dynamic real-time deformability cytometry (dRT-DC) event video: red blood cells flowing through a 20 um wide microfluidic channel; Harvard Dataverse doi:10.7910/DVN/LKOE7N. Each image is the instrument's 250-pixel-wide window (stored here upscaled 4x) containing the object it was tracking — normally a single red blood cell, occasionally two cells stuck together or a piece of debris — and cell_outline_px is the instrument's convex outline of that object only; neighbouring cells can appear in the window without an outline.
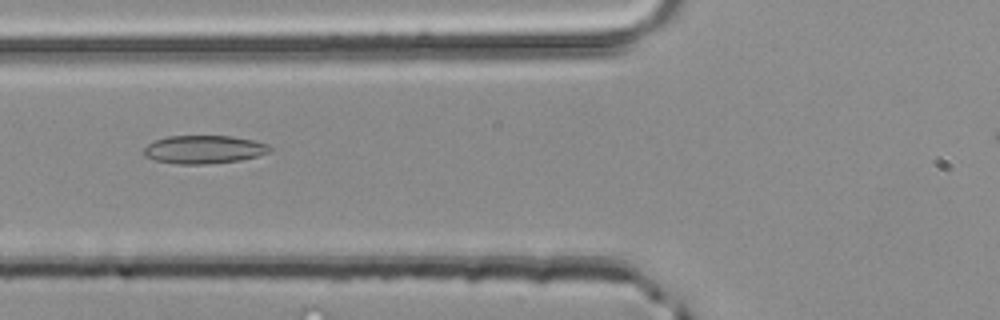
{"species": "common noctule bat (a hibernating species)", "species_latin": "Nyctalus noctula", "temperature_condition": "room temperature", "stored_images_in_passage": 39, "camera_frame_rate_fps": 3000, "um_per_image_px": 0.085, "animal": {"sex": "male", "body_mass_g": 20.4}, "frame": {"image": 1, "passage_image": 12, "time_ms": 3.667, "image_size_px": [1000, 320], "cell_outline_px": [[272, 148], [268, 152], [256, 156], [240, 160], [208, 164], [176, 164], [156, 160], [144, 156], [140, 152], [148, 144], [156, 140], [168, 136], [232, 136], [252, 140], [268, 144]], "centroid_in_image_um": [17.29, 12.71], "position_along_channel_um": 108.5, "area_um2": 20.69}}
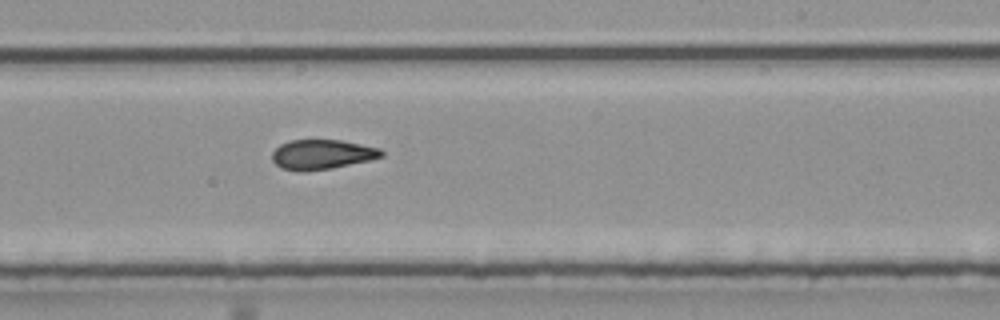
{"frame": {"image": 2, "passage_image": 23, "time_ms": 7.333, "image_size_px": [1000, 320], "cell_outline_px": [[384, 156], [368, 160], [332, 168], [280, 168], [272, 160], [272, 152], [280, 144], [288, 140], [340, 140], [380, 148], [384, 152]], "centroid_in_image_um": [27.4, 13.08], "position_along_channel_um": 261.6, "area_um2": 18.21}}
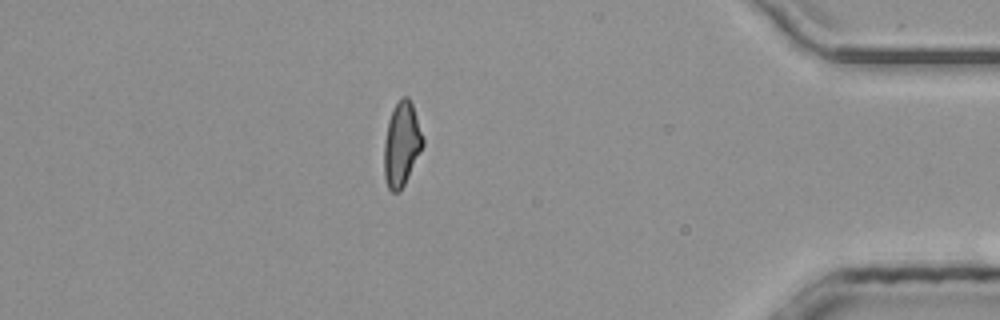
{"frame": {"image": 3, "passage_image": 36, "time_ms": 11.667, "image_size_px": [1000, 320], "cell_outline_px": [[424, 144], [400, 192], [392, 192], [388, 188], [384, 176], [384, 140], [388, 120], [396, 104], [404, 96], [408, 96], [412, 104], [424, 140]], "centroid_in_image_um": [34.12, 12.28], "position_along_channel_um": 401.1, "area_um2": 18.73}}